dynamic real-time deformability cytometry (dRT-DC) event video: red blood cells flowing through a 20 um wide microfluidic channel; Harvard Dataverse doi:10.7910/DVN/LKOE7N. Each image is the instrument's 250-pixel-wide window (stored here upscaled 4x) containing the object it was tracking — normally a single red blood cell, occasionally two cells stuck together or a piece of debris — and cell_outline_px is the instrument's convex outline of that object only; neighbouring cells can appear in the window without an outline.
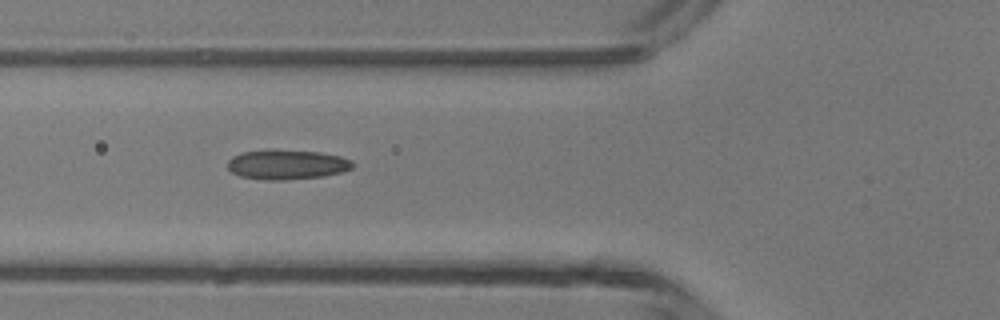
{"species": "common noctule bat (a hibernating species)", "species_latin": "Nyctalus noctula", "temperature_condition": "room temperature", "stored_images_in_passage": 5, "camera_frame_rate_fps": 3000, "um_per_image_px": 0.085, "animal": {"sex": "male", "body_mass_g": 13.3}, "frame": {"image": 1, "passage_image": 5, "time_ms": 4.667, "image_size_px": [1000, 320], "cell_outline_px": [[352, 168], [344, 172], [324, 176], [284, 180], [268, 180], [240, 176], [232, 172], [228, 168], [228, 160], [232, 156], [240, 152], [320, 152], [340, 156], [352, 160]], "centroid_in_image_um": [24.42, 14.03], "position_along_channel_um": 101.4, "area_um2": 20.92}}